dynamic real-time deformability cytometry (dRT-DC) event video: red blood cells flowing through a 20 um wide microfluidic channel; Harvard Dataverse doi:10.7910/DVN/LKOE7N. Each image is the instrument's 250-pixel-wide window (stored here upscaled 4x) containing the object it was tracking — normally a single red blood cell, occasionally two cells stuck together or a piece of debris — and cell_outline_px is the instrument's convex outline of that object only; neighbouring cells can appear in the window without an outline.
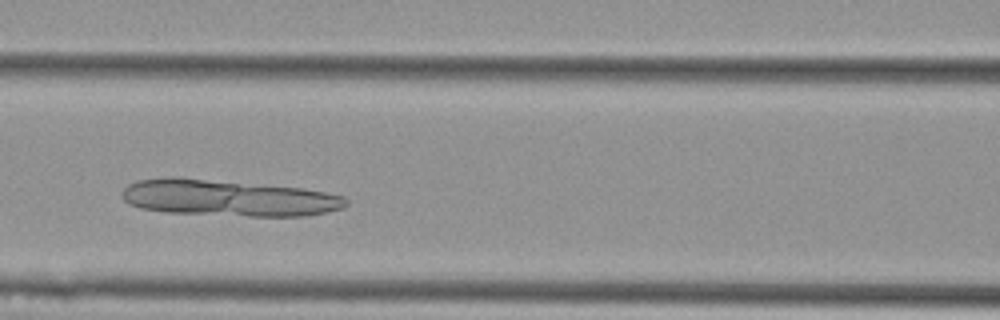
{"species": "Egyptian fruit bat (a non-hibernating species)", "species_latin": "Rousettus aegyptiacus", "temperature_condition": "cold", "stored_images_in_passage": 44, "camera_frame_rate_fps": 3000, "um_per_image_px": 0.085, "animal": {"sex": "female"}, "frame": {"image": 1, "passage_image": 14, "time_ms": 4.333, "image_size_px": [1000, 320], "cell_outline_px": [[348, 204], [344, 208], [328, 212], [304, 216], [248, 216], [164, 212], [140, 208], [128, 204], [124, 200], [124, 188], [128, 184], [136, 180], [172, 176], [180, 176], [304, 188], [344, 196], [348, 200]], "centroid_in_image_um": [19.41, 16.81], "position_along_channel_um": 147.2, "area_um2": 48.09}}
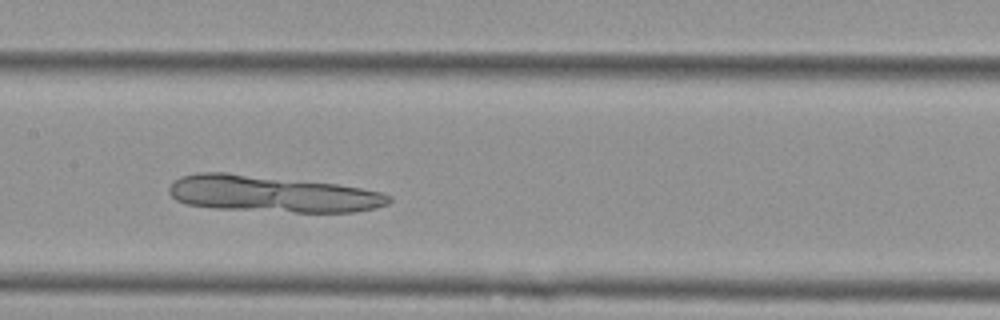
{"frame": {"image": 2, "passage_image": 17, "time_ms": 5.333, "image_size_px": [1000, 320], "cell_outline_px": [[392, 200], [388, 204], [376, 208], [352, 212], [296, 212], [212, 208], [188, 204], [176, 200], [168, 192], [168, 188], [172, 180], [180, 176], [196, 172], [224, 172], [336, 184], [384, 192], [392, 196]], "centroid_in_image_um": [23.1, 16.48], "position_along_channel_um": 184.3, "area_um2": 46.93}}
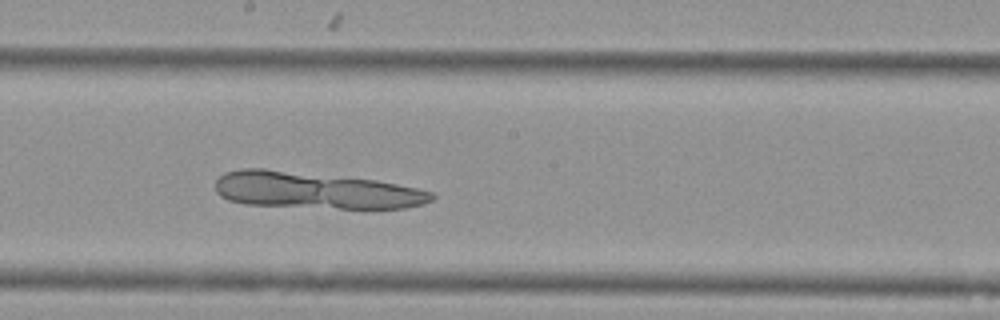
{"frame": {"image": 3, "passage_image": 20, "time_ms": 6.333, "image_size_px": [1000, 320], "cell_outline_px": [[436, 196], [432, 200], [424, 204], [404, 208], [340, 208], [248, 204], [228, 200], [220, 196], [216, 192], [216, 180], [224, 172], [240, 168], [264, 168], [376, 180], [416, 188], [432, 192]], "centroid_in_image_um": [26.78, 16.17], "position_along_channel_um": 221.4, "area_um2": 46.01}}